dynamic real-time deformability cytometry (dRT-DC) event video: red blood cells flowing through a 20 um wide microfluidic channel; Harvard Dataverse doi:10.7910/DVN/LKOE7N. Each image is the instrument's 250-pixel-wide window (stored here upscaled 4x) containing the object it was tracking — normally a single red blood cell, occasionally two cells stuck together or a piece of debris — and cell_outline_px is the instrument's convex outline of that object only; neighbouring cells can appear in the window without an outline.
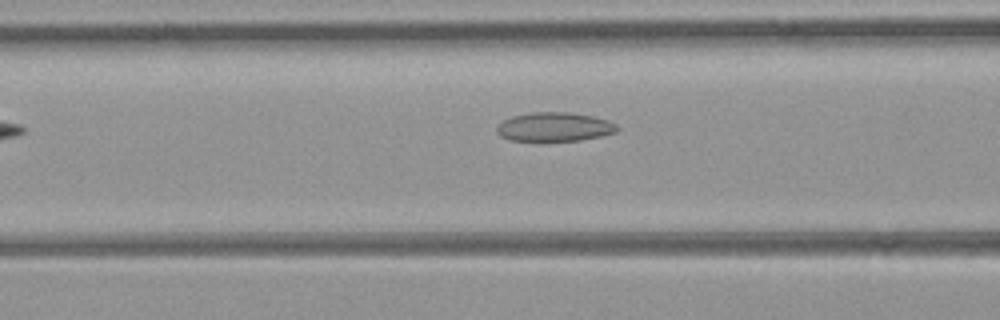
{"species": "common noctule bat (a hibernating species)", "species_latin": "Nyctalus noctula", "temperature_condition": "room temperature", "stored_images_in_passage": 24, "camera_frame_rate_fps": 3000, "um_per_image_px": 0.085, "animal": {"sex": "female", "body_mass_g": 21.9}, "frame": {"image": 1, "passage_image": 5, "time_ms": 1.333, "image_size_px": [1000, 320], "cell_outline_px": [[620, 128], [616, 132], [600, 136], [580, 140], [512, 140], [500, 136], [496, 132], [496, 128], [504, 120], [512, 116], [532, 112], [572, 112], [592, 116], [608, 120], [616, 124]], "centroid_in_image_um": [47.15, 10.77], "position_along_channel_um": 119.5, "area_um2": 20.17}}
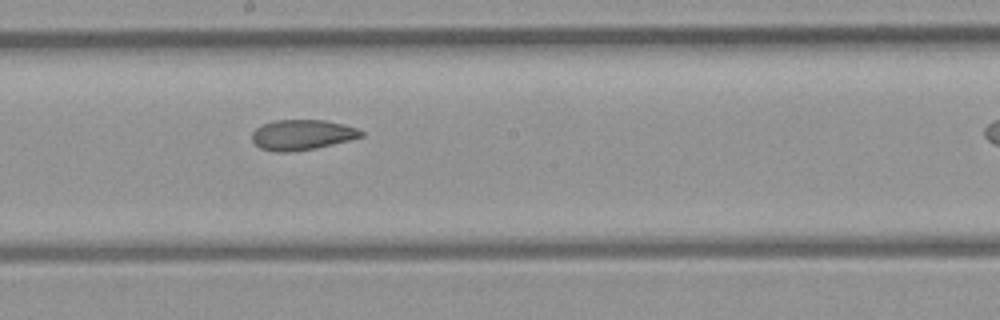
{"frame": {"image": 2, "passage_image": 12, "time_ms": 3.667, "image_size_px": [1000, 320], "cell_outline_px": [[364, 136], [316, 148], [288, 152], [276, 152], [260, 148], [252, 140], [252, 132], [256, 128], [264, 124], [276, 120], [324, 120], [344, 124], [356, 128], [364, 132]], "centroid_in_image_um": [25.67, 11.46], "position_along_channel_um": 222.5, "area_um2": 19.13}}
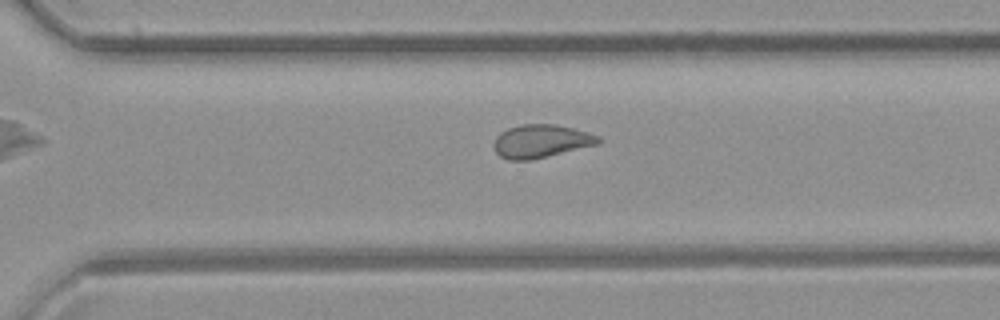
{"frame": {"image": 3, "passage_image": 19, "time_ms": 6.0, "image_size_px": [1000, 320], "cell_outline_px": [[600, 140], [596, 144], [528, 160], [508, 160], [500, 156], [496, 152], [492, 144], [496, 136], [500, 132], [508, 128], [520, 124], [556, 124], [572, 128], [600, 136]], "centroid_in_image_um": [45.91, 11.98], "position_along_channel_um": 324.7, "area_um2": 19.88}}